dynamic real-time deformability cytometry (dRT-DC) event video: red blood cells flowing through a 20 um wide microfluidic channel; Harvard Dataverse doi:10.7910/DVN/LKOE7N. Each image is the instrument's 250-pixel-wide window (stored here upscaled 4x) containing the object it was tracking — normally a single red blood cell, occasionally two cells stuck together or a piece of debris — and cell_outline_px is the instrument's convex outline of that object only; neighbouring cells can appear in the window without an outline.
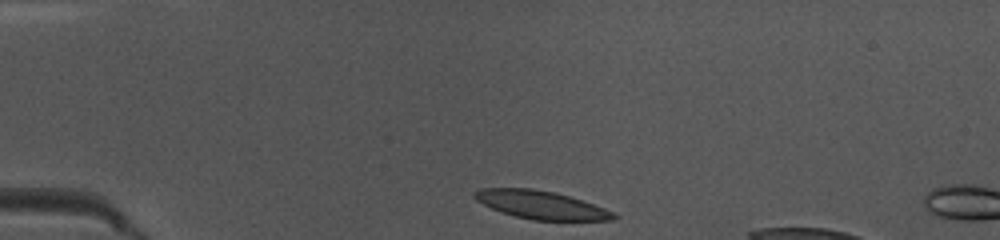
{"species": "common noctule bat (a hibernating species)", "species_latin": "Nyctalus noctula", "temperature_condition": "warm", "stored_images_in_passage": 3, "camera_frame_rate_fps": 3000, "um_per_image_px": 0.085, "animal": {"sex": "female", "body_mass_g": 10.0, "forearm_length_mm": 53.1}, "frame": {"image": 1, "passage_image": 1, "time_ms": 0.0, "image_size_px": [1000, 240], "cell_outline_px": [[620, 216], [616, 220], [532, 220], [516, 216], [492, 208], [476, 200], [472, 196], [472, 192], [480, 188], [532, 188], [556, 192], [604, 208]], "centroid_in_image_um": [45.97, 17.41], "position_along_channel_um": 39.0, "area_um2": 22.66}}